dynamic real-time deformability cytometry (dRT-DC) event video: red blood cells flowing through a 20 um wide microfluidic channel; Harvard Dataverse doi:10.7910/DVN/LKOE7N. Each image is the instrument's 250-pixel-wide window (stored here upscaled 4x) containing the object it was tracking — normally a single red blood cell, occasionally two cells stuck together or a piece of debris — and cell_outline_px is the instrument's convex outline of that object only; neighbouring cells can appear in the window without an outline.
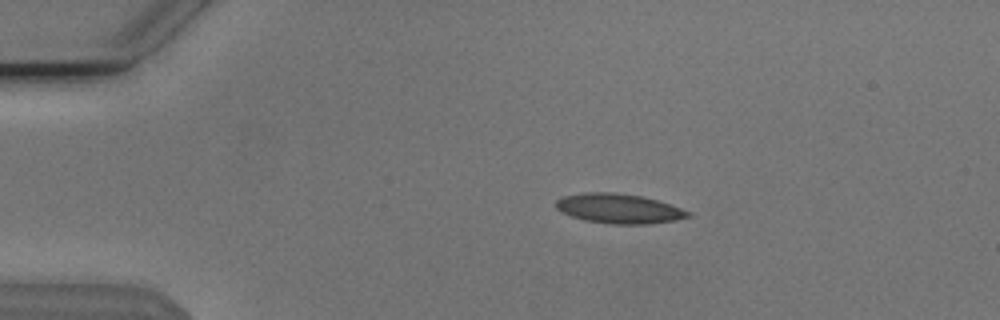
{"species": "Egyptian fruit bat (a non-hibernating species)", "species_latin": "Rousettus aegyptiacus", "temperature_condition": "cold", "stored_images_in_passage": 53, "camera_frame_rate_fps": 3000, "um_per_image_px": 0.085, "animal": {"sex": "male"}, "frame": {"image": 1, "passage_image": 10, "time_ms": 3.0, "image_size_px": [1000, 320], "cell_outline_px": [[692, 216], [676, 220], [648, 224], [608, 224], [584, 220], [560, 212], [556, 208], [556, 200], [564, 196], [584, 192], [612, 192], [640, 196], [656, 200], [680, 208], [688, 212]], "centroid_in_image_um": [52.56, 17.73], "position_along_channel_um": 32.4, "area_um2": 22.72}}
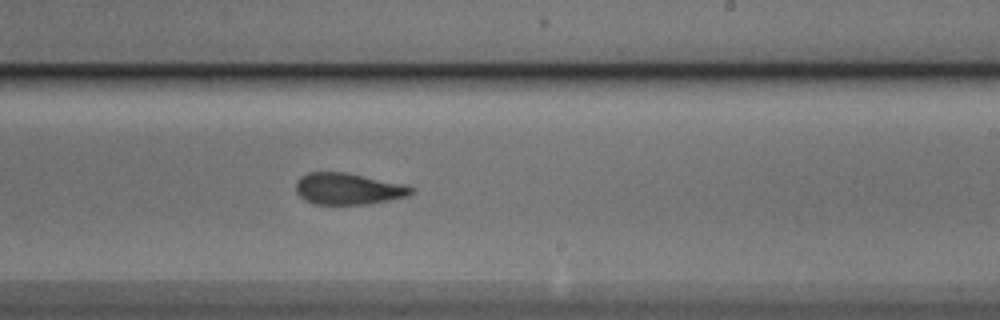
{"frame": {"image": 2, "passage_image": 32, "time_ms": 10.333, "image_size_px": [1000, 320], "cell_outline_px": [[416, 188], [408, 196], [368, 204], [316, 204], [304, 200], [296, 192], [296, 184], [300, 176], [308, 172], [344, 172]], "centroid_in_image_um": [29.52, 16.06], "position_along_channel_um": 259.5, "area_um2": 20.75}}
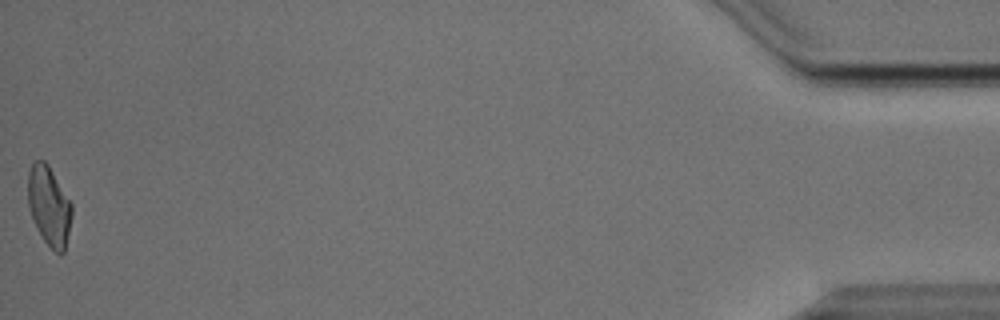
{"frame": {"image": 3, "passage_image": 53, "time_ms": 17.333, "image_size_px": [1000, 320], "cell_outline_px": [[72, 216], [64, 252], [60, 256], [44, 240], [32, 216], [28, 204], [28, 172], [32, 164], [36, 160], [44, 160], [48, 164], [72, 204]], "centroid_in_image_um": [4.18, 17.49], "position_along_channel_um": 431.0, "area_um2": 20.0}, "authors_computed_cell_mechanics": {"area_um2": 21.675, "velocity_mm_per_s": 3.8191, "shape_relaxation_time_tau1_ms": 6.2654, "shape_relaxation_time_tau2_ms": 2.1259, "deformation_change_tau1": 0.1671, "deformation_change_tau2": 0.0809}}